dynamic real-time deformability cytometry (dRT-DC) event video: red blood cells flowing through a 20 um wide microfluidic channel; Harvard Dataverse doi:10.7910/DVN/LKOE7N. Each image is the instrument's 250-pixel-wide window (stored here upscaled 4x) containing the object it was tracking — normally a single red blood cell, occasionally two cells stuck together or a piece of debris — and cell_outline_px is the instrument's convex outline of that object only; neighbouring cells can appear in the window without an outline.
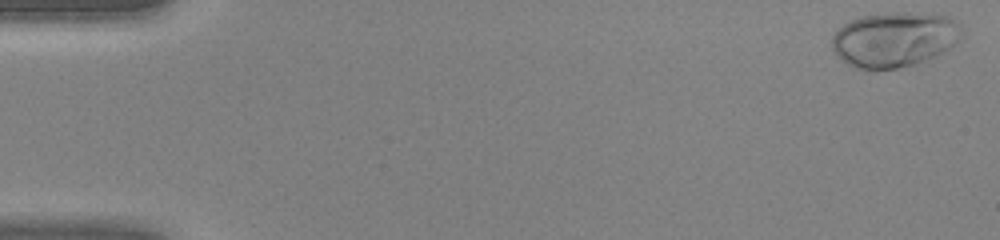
{"species": "human", "species_latin": "Homo sapiens", "temperature_condition": "warm", "stored_images_in_passage": 45, "camera_frame_rate_fps": 3000, "um_per_image_px": 0.085, "donor": {"sex": "female"}, "frame": {"image": 1, "passage_image": 1, "time_ms": 0.0, "image_size_px": [1000, 240], "cell_outline_px": [[964, 36], [960, 40], [936, 56], [916, 64], [900, 68], [876, 72], [856, 68], [848, 64], [832, 48], [832, 36], [844, 24], [852, 20], [864, 16], [892, 12], [908, 12], [948, 16], [964, 24]], "centroid_in_image_um": [76.09, 3.37], "position_along_channel_um": 8.9, "area_um2": 42.25}}
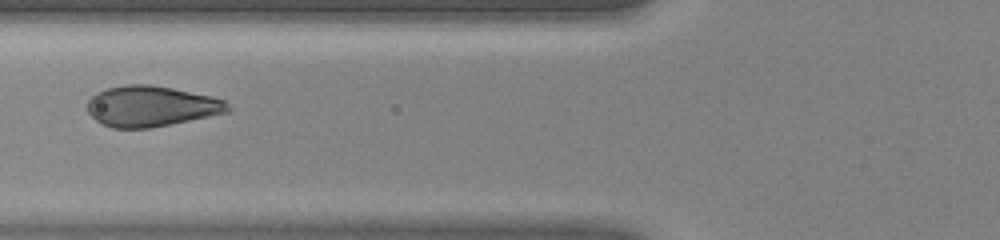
{"frame": {"image": 2, "passage_image": 18, "time_ms": 5.667, "image_size_px": [1000, 240], "cell_outline_px": [[232, 108], [228, 112], [148, 128], [112, 128], [96, 120], [88, 112], [88, 100], [96, 92], [108, 88], [124, 84], [148, 84], [172, 88], [212, 96], [224, 100]], "centroid_in_image_um": [12.84, 9.01], "position_along_channel_um": 113.0, "area_um2": 33.0}}
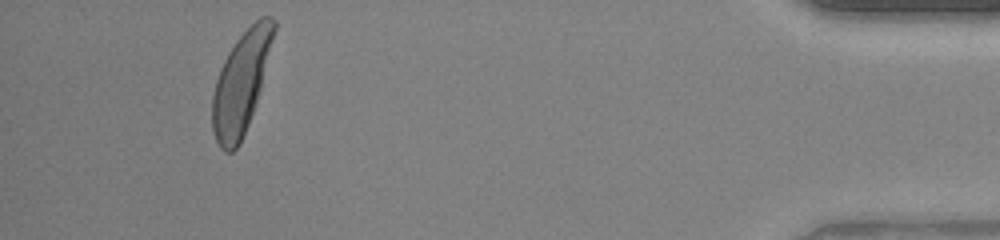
{"frame": {"image": 3, "passage_image": 42, "time_ms": 13.667, "image_size_px": [1000, 240], "cell_outline_px": [[276, 28], [256, 104], [240, 144], [232, 152], [224, 152], [220, 148], [216, 140], [212, 128], [212, 96], [216, 80], [220, 68], [228, 52], [236, 40], [260, 16], [272, 16], [276, 20]], "centroid_in_image_um": [20.48, 7.05], "position_along_channel_um": 414.7, "area_um2": 36.01}}